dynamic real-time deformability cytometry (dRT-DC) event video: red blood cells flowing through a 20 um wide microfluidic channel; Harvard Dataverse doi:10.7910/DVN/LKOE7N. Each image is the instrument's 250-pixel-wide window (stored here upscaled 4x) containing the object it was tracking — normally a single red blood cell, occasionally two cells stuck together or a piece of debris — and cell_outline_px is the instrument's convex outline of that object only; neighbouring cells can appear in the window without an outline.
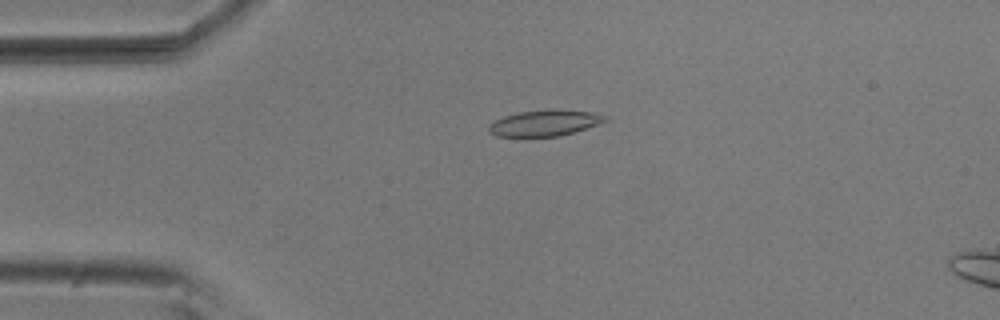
{"species": "common noctule bat (a hibernating species)", "species_latin": "Nyctalus noctula", "temperature_condition": "room temperature", "stored_images_in_passage": 5, "camera_frame_rate_fps": 3000, "um_per_image_px": 0.085, "animal": {"sex": "male", "body_mass_g": 20.5, "forearm_length_mm": 52.5}, "frame": {"image": 1, "passage_image": 3, "time_ms": 0.667, "image_size_px": [1000, 320], "cell_outline_px": [[608, 120], [560, 136], [496, 136], [488, 132], [488, 124], [504, 116], [520, 112], [556, 108], [592, 112], [608, 116]], "centroid_in_image_um": [46.28, 10.44], "position_along_channel_um": 38.7, "area_um2": 17.57}}
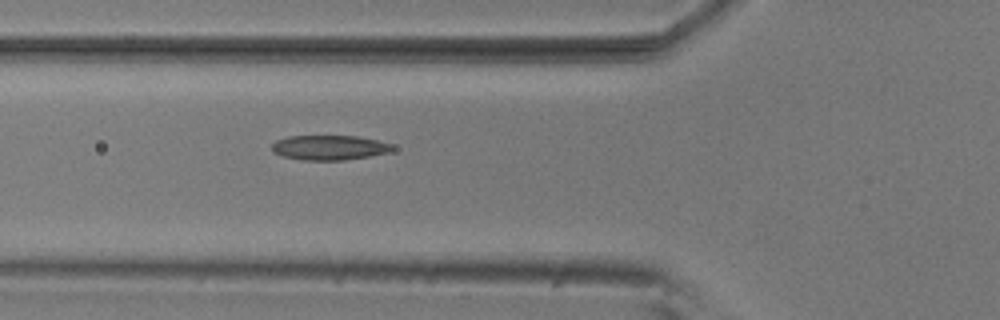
{"frame": {"image": 2, "passage_image": 5, "time_ms": 1.333, "image_size_px": [1000, 320], "cell_outline_px": [[396, 148], [392, 152], [344, 160], [304, 160], [284, 156], [272, 152], [272, 144], [276, 140], [288, 136], [356, 136], [376, 140], [392, 144]], "centroid_in_image_um": [28.02, 12.54], "position_along_channel_um": 97.8, "area_um2": 17.4}}